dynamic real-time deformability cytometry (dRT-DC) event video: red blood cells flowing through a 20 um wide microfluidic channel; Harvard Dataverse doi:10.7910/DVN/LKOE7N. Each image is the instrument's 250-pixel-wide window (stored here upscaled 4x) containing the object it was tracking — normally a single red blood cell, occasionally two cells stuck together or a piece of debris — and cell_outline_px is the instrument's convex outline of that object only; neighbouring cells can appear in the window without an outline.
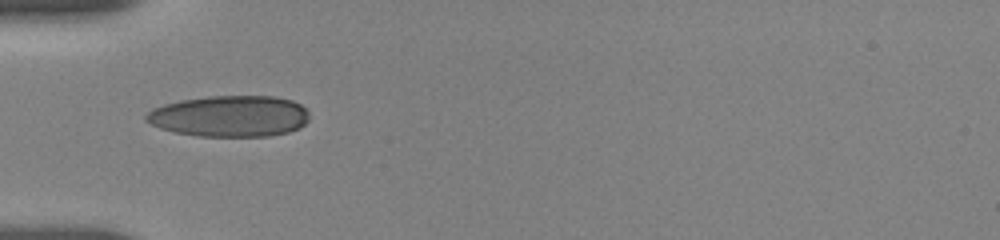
{"species": "human", "species_latin": "Homo sapiens", "temperature_condition": "room temperature", "stored_images_in_passage": 12, "camera_frame_rate_fps": 3000, "um_per_image_px": 0.085, "donor": {"sex": "female"}, "frame": {"image": 1, "passage_image": 1, "time_ms": 0.0, "image_size_px": [1000, 240], "cell_outline_px": [[308, 120], [300, 128], [288, 132], [268, 136], [196, 136], [176, 132], [160, 128], [144, 120], [144, 116], [152, 108], [164, 104], [180, 100], [208, 96], [276, 96], [292, 100], [300, 104], [308, 112]], "centroid_in_image_um": [19.52, 9.87], "position_along_channel_um": 65.5, "area_um2": 39.36}}
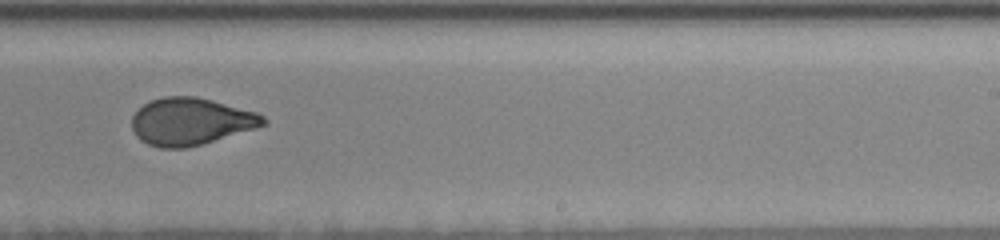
{"frame": {"image": 2, "passage_image": 6, "time_ms": 5.667, "image_size_px": [1000, 240], "cell_outline_px": [[268, 124], [256, 128], [188, 148], [160, 148], [148, 144], [140, 140], [136, 136], [132, 128], [132, 116], [144, 104], [152, 100], [164, 96], [196, 96], [212, 100], [256, 112], [264, 116], [268, 120]], "centroid_in_image_um": [16.22, 10.33], "position_along_channel_um": 272.8, "area_um2": 36.18}}
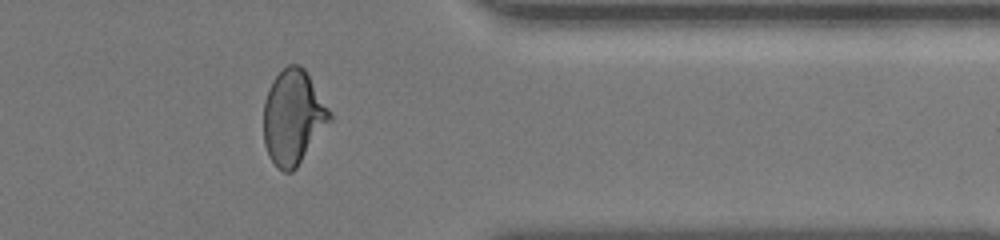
{"frame": {"image": 3, "passage_image": 9, "time_ms": 9.0, "image_size_px": [1000, 240], "cell_outline_px": [[332, 120], [296, 168], [292, 172], [284, 172], [268, 156], [264, 144], [264, 100], [268, 88], [272, 80], [288, 64], [300, 64], [304, 68], [332, 112]], "centroid_in_image_um": [24.93, 9.95], "position_along_channel_um": 386.5, "area_um2": 36.47}, "authors_computed_cell_mechanics": {"area_um2": 36.7319, "velocity_mm_per_s": 3.6822, "shape_relaxation_time_tau1_ms": 5.1445, "shape_relaxation_time_tau2_ms": 1.023, "deformation_change_tau1": 0.1611, "deformation_change_tau2": 0.0486}}